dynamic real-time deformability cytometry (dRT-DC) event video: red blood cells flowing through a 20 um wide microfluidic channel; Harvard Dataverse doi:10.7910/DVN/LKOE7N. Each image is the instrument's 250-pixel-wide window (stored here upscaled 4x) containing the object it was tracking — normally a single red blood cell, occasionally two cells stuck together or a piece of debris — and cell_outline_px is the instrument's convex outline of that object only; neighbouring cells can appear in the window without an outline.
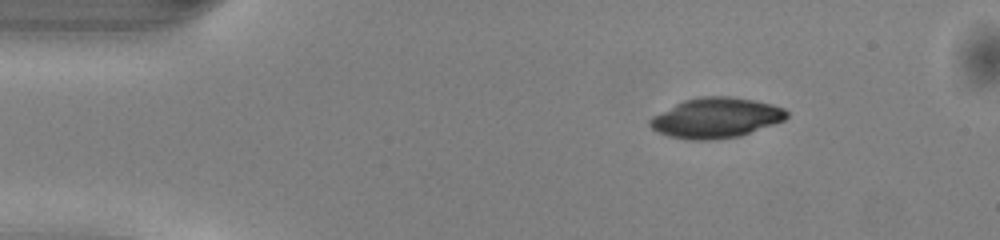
{"species": "common noctule bat (a hibernating species)", "species_latin": "Nyctalus noctula", "temperature_condition": "warm", "stored_images_in_passage": 43, "camera_frame_rate_fps": 3000, "um_per_image_px": 0.085, "animal": {"sex": "male", "body_mass_g": 13.0, "forearm_length_mm": 53.1}, "frame": {"image": 1, "passage_image": 1, "time_ms": 0.0, "image_size_px": [1000, 240], "cell_outline_px": [[788, 116], [784, 120], [740, 136], [708, 140], [688, 140], [668, 136], [652, 128], [648, 124], [648, 120], [652, 116], [684, 100], [700, 96], [728, 96], [752, 100], [772, 104], [784, 108], [788, 112]], "centroid_in_image_um": [60.84, 10.02], "position_along_channel_um": 24.2, "area_um2": 31.85}}
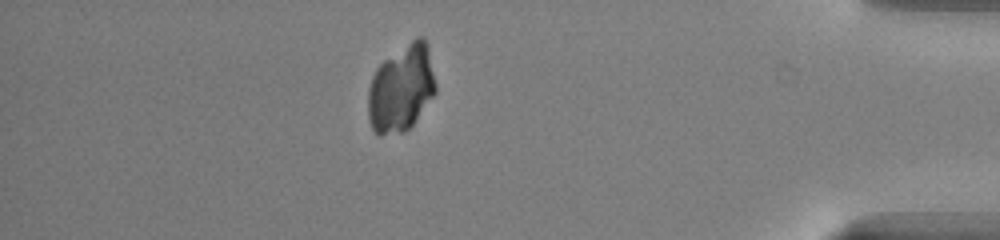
{"frame": {"image": 2, "passage_image": 37, "time_ms": 12.0, "image_size_px": [1000, 240], "cell_outline_px": [[436, 92], [412, 124], [404, 132], [380, 136], [372, 128], [368, 120], [368, 88], [372, 76], [376, 68], [384, 60], [416, 36], [424, 36], [428, 44], [436, 84]], "centroid_in_image_um": [34.11, 7.49], "position_along_channel_um": 401.1, "area_um2": 34.39}}